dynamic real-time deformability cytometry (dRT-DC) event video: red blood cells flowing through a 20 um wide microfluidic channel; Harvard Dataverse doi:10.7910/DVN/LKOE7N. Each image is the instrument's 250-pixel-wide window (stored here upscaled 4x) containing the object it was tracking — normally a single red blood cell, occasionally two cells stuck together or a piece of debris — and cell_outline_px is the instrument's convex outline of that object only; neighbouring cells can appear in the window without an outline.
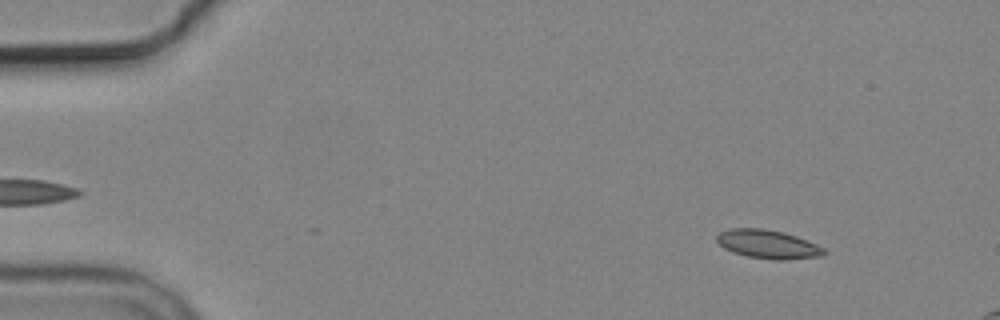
{"species": "common noctule bat (a hibernating species)", "species_latin": "Nyctalus noctula", "temperature_condition": "cold", "stored_images_in_passage": 4, "camera_frame_rate_fps": 3000, "um_per_image_px": 0.085, "animal": {"sex": "male", "body_mass_g": 19.2, "forearm_length_mm": 51.8}, "frame": {"image": 1, "passage_image": 1, "time_ms": 0.0, "image_size_px": [1000, 320], "cell_outline_px": [[828, 252], [824, 256], [784, 260], [772, 260], [748, 256], [732, 252], [724, 248], [716, 240], [716, 236], [720, 232], [728, 228], [764, 228], [784, 232], [808, 240], [824, 248]], "centroid_in_image_um": [65.3, 20.76], "position_along_channel_um": 19.7, "area_um2": 18.15}}